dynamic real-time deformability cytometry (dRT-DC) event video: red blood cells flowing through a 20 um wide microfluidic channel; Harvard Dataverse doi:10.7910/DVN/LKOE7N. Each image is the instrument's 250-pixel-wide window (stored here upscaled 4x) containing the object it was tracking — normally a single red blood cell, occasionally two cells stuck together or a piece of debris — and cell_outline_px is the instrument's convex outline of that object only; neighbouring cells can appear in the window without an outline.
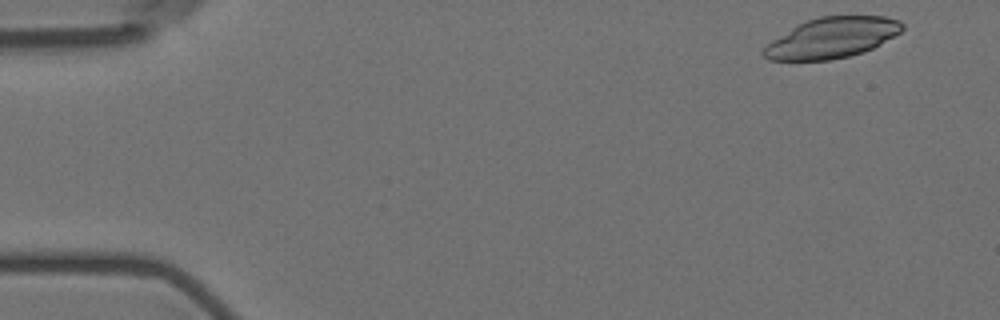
{"species": "Egyptian fruit bat (a non-hibernating species)", "species_latin": "Rousettus aegyptiacus", "temperature_condition": "room temperature", "stored_images_in_passage": 8, "camera_frame_rate_fps": 3000, "um_per_image_px": 0.085, "animal": {"sex": "female"}, "frame": {"image": 1, "passage_image": 1, "time_ms": 0.0, "image_size_px": [1000, 320], "cell_outline_px": [[904, 28], [900, 32], [872, 48], [864, 52], [848, 56], [828, 60], [768, 60], [760, 52], [772, 40], [796, 24], [820, 16], [884, 16], [900, 20], [904, 24]], "centroid_in_image_um": [70.7, 3.2], "position_along_channel_um": 14.3, "area_um2": 32.6}}